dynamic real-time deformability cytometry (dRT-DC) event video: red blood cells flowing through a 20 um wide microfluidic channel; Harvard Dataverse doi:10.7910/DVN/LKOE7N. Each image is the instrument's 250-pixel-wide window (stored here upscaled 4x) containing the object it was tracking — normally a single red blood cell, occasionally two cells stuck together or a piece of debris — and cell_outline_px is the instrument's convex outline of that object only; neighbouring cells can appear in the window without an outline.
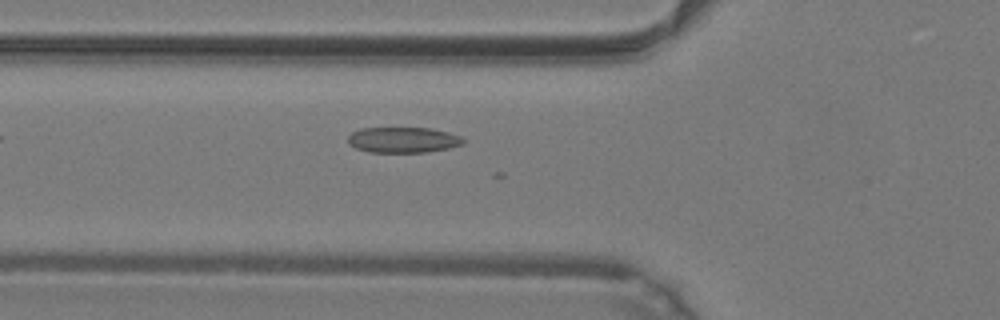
{"species": "common noctule bat (a hibernating species)", "species_latin": "Nyctalus noctula", "temperature_condition": "warm", "stored_images_in_passage": 31, "camera_frame_rate_fps": 3000, "um_per_image_px": 0.085, "animal": {"sex": "male", "body_mass_g": 19.2, "forearm_length_mm": 51.8}, "frame": {"image": 1, "passage_image": 2, "time_ms": 0.333, "image_size_px": [1000, 320], "cell_outline_px": [[464, 144], [448, 148], [428, 152], [368, 152], [356, 148], [348, 144], [348, 136], [352, 132], [360, 128], [432, 128], [448, 132], [460, 136], [464, 140]], "centroid_in_image_um": [34.25, 11.89], "position_along_channel_um": 91.6, "area_um2": 17.28}}
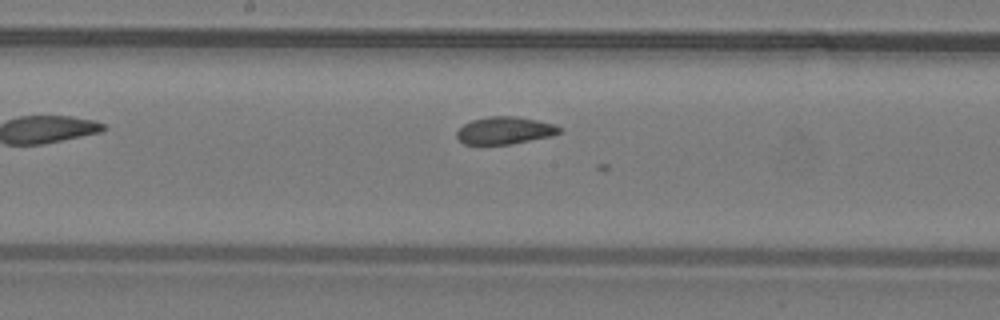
{"frame": {"image": 2, "passage_image": 10, "time_ms": 3.0, "image_size_px": [1000, 320], "cell_outline_px": [[564, 132], [552, 136], [512, 144], [464, 144], [456, 136], [456, 132], [464, 124], [472, 120], [488, 116], [516, 116], [556, 124]], "centroid_in_image_um": [42.94, 11.09], "position_along_channel_um": 205.3, "area_um2": 16.47}}
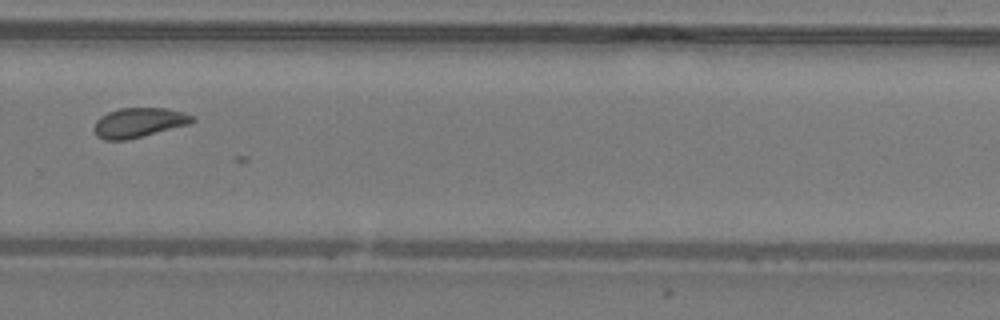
{"frame": {"image": 3, "passage_image": 18, "time_ms": 5.667, "image_size_px": [1000, 320], "cell_outline_px": [[196, 120], [188, 124], [128, 140], [104, 140], [96, 136], [96, 120], [100, 116], [108, 112], [120, 108], [168, 108], [184, 112], [192, 116]], "centroid_in_image_um": [11.8, 10.41], "position_along_channel_um": 318.0, "area_um2": 16.82}}